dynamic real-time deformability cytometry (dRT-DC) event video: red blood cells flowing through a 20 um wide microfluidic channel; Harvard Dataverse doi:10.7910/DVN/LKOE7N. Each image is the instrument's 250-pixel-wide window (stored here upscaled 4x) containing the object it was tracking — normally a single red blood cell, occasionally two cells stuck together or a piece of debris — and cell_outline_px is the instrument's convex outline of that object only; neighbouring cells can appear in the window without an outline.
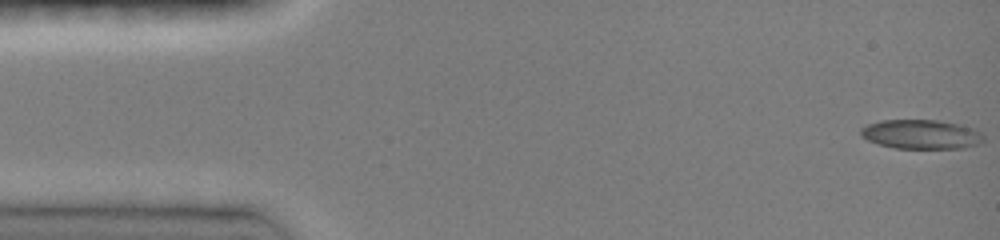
{"species": "common noctule bat (a hibernating species)", "species_latin": "Nyctalus noctula", "temperature_condition": "room temperature", "stored_images_in_passage": 47, "camera_frame_rate_fps": 3000, "um_per_image_px": 0.085, "animal": {"sex": "female", "body_mass_g": 19.0, "forearm_length_mm": 51.5}, "frame": {"image": 1, "passage_image": 1, "time_ms": 0.0, "image_size_px": [1000, 240], "cell_outline_px": [[984, 140], [980, 144], [964, 148], [896, 148], [880, 144], [868, 140], [860, 136], [860, 128], [868, 124], [880, 120], [936, 120], [956, 124], [972, 128], [980, 132], [984, 136]], "centroid_in_image_um": [78.29, 11.42], "position_along_channel_um": 6.7, "area_um2": 20.87}}
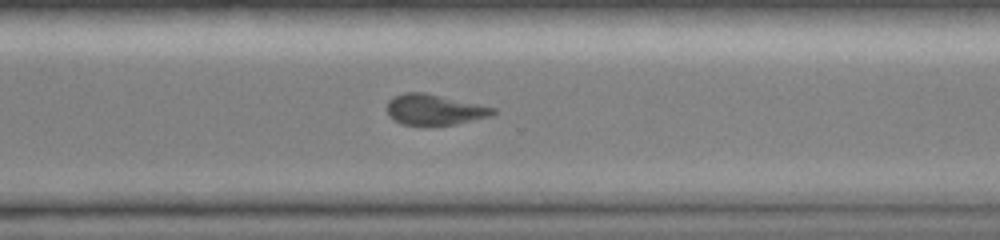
{"frame": {"image": 2, "passage_image": 34, "time_ms": 11.0, "image_size_px": [1000, 240], "cell_outline_px": [[496, 112], [492, 116], [456, 124], [400, 124], [392, 120], [388, 112], [388, 100], [392, 96], [404, 92], [424, 92], [496, 108]], "centroid_in_image_um": [36.91, 9.31], "position_along_channel_um": 333.7, "area_um2": 18.79}}
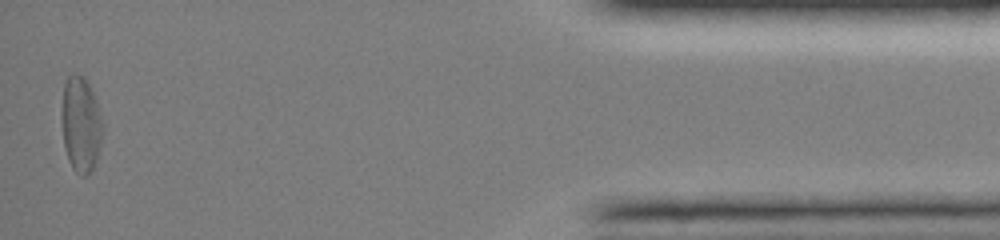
{"frame": {"image": 3, "passage_image": 46, "time_ms": 15.0, "image_size_px": [1000, 240], "cell_outline_px": [[104, 128], [96, 160], [92, 172], [88, 176], [80, 176], [72, 168], [68, 160], [64, 144], [60, 112], [64, 84], [68, 76], [72, 72], [76, 72], [84, 76], [96, 100], [104, 124]], "centroid_in_image_um": [6.86, 10.57], "position_along_channel_um": 428.3, "area_um2": 23.35}, "authors_computed_cell_mechanics": {"area_um2": 20.0566, "velocity_mm_per_s": 4.0819, "shape_relaxation_time_tau1_ms": null, "shape_relaxation_time_tau2_ms": 10.6347, "deformation_change_tau1": null, "deformation_change_tau2": 0.201}}